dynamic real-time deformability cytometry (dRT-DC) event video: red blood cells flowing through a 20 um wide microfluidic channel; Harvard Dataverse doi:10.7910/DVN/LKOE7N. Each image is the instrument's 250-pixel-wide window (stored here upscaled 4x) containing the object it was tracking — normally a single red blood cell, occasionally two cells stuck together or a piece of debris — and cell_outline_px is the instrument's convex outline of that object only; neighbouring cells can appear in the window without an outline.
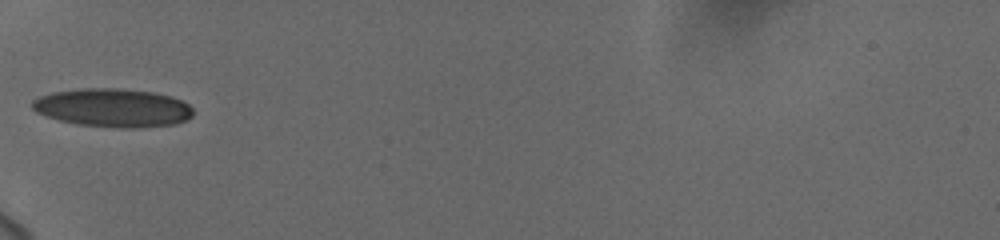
{"species": "human", "species_latin": "Homo sapiens", "temperature_condition": "cold", "stored_images_in_passage": 35, "camera_frame_rate_fps": 3000, "um_per_image_px": 0.085, "donor": {"sex": "female"}, "frame": {"image": 1, "passage_image": 1, "time_ms": 0.0, "image_size_px": [1000, 240], "cell_outline_px": [[192, 116], [188, 120], [176, 124], [136, 128], [124, 128], [76, 124], [44, 116], [36, 112], [32, 108], [32, 100], [40, 96], [52, 92], [84, 88], [120, 88], [156, 92], [172, 96], [188, 104], [192, 108]], "centroid_in_image_um": [9.61, 9.16], "position_along_channel_um": 75.4, "area_um2": 36.3}}
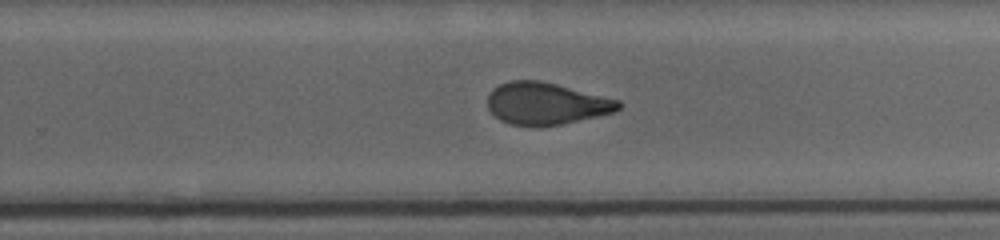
{"frame": {"image": 2, "passage_image": 18, "time_ms": 5.667, "image_size_px": [1000, 240], "cell_outline_px": [[624, 104], [620, 108], [612, 112], [596, 116], [560, 124], [536, 128], [512, 124], [500, 120], [488, 108], [488, 96], [492, 88], [500, 84], [512, 80], [540, 80], [620, 100]], "centroid_in_image_um": [46.4, 8.81], "position_along_channel_um": 283.4, "area_um2": 32.08}}
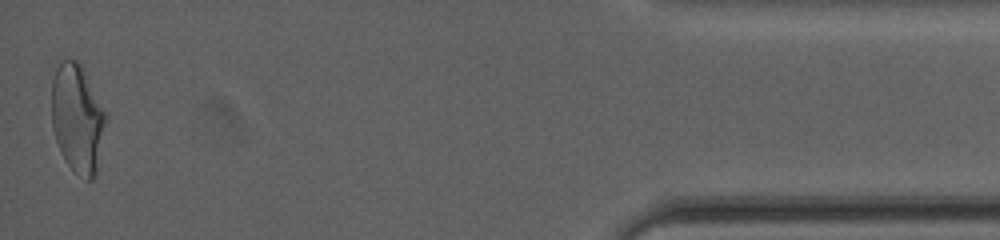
{"frame": {"image": 3, "passage_image": 35, "time_ms": 11.333, "image_size_px": [1000, 240], "cell_outline_px": [[108, 116], [96, 172], [92, 180], [88, 180], [72, 168], [64, 160], [56, 140], [52, 128], [52, 80], [56, 68], [64, 60], [76, 56]], "centroid_in_image_um": [6.58, 10.03], "position_along_channel_um": 428.6, "area_um2": 34.16}, "authors_computed_cell_mechanics": {"area_um2": 33.6396, "velocity_mm_per_s": 3.7055, "shape_relaxation_time_tau1_ms": 6.6503, "shape_relaxation_time_tau2_ms": 1.7428, "deformation_change_tau1": 0.1754, "deformation_change_tau2": 0.0667}}